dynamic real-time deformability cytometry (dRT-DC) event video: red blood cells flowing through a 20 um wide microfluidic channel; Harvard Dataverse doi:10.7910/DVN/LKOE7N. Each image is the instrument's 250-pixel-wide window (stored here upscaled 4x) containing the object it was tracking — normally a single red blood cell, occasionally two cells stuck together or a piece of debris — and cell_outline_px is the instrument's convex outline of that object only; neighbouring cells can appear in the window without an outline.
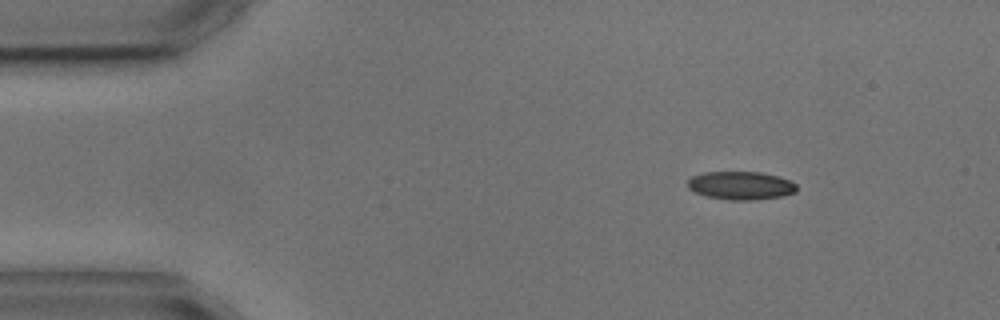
{"species": "common noctule bat (a hibernating species)", "species_latin": "Nyctalus noctula", "temperature_condition": "cold", "stored_images_in_passage": 3, "camera_frame_rate_fps": 3000, "um_per_image_px": 0.085, "animal": {"sex": "male", "body_mass_g": 17.9, "forearm_length_mm": 54.2}, "frame": {"image": 1, "passage_image": 1, "time_ms": 0.0, "image_size_px": [1000, 320], "cell_outline_px": [[796, 192], [780, 196], [752, 200], [728, 200], [708, 196], [696, 192], [688, 188], [688, 180], [692, 176], [704, 172], [760, 172], [776, 176], [788, 180], [796, 184]], "centroid_in_image_um": [62.95, 15.77], "position_along_channel_um": 22.1, "area_um2": 17.69}}